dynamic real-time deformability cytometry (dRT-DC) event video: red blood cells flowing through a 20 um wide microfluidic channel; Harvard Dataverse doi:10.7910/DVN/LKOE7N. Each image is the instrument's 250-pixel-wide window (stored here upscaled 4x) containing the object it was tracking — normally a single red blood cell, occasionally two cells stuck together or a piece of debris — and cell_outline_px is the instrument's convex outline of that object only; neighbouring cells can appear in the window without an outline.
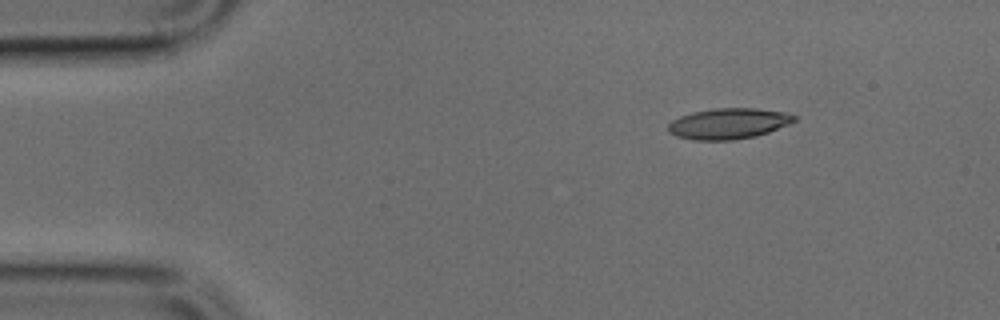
{"species": "common noctule bat (a hibernating species)", "species_latin": "Nyctalus noctula", "temperature_condition": "cold", "stored_images_in_passage": 43, "camera_frame_rate_fps": 3000, "um_per_image_px": 0.085, "animal": {"sex": "male", "body_mass_g": 17.9, "forearm_length_mm": 54.2}, "frame": {"image": 1, "passage_image": 1, "time_ms": 0.0, "image_size_px": [1000, 320], "cell_outline_px": [[796, 120], [788, 124], [768, 132], [756, 136], [732, 140], [696, 140], [676, 136], [668, 132], [668, 124], [672, 120], [680, 116], [692, 112], [716, 108], [756, 108], [788, 112], [796, 116]], "centroid_in_image_um": [61.92, 10.5], "position_along_channel_um": 23.1, "area_um2": 22.66}}
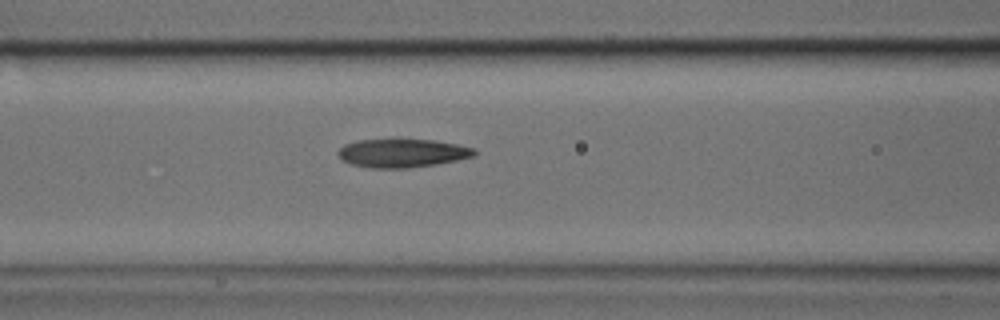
{"frame": {"image": 2, "passage_image": 14, "time_ms": 4.333, "image_size_px": [1000, 320], "cell_outline_px": [[476, 156], [436, 164], [408, 168], [368, 168], [352, 164], [344, 160], [336, 152], [344, 144], [356, 140], [400, 136], [436, 140], [476, 148]], "centroid_in_image_um": [34.19, 12.96], "position_along_channel_um": 132.4, "area_um2": 23.7}}
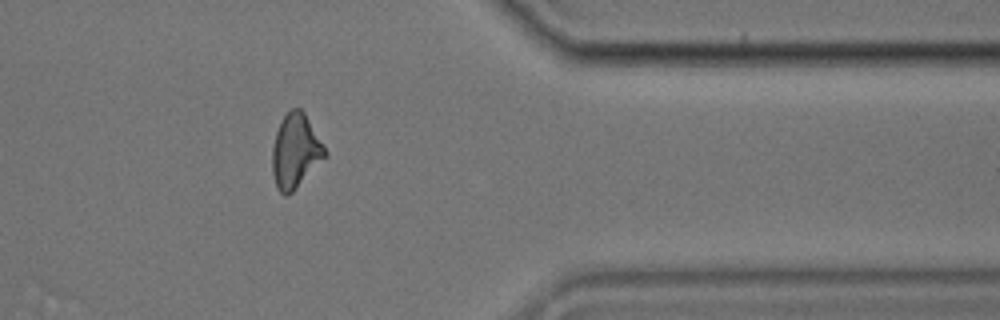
{"frame": {"image": 3, "passage_image": 34, "time_ms": 11.0, "image_size_px": [1000, 320], "cell_outline_px": [[328, 156], [288, 196], [284, 196], [276, 188], [272, 172], [272, 148], [276, 132], [284, 116], [292, 108], [300, 108], [304, 112], [328, 152]], "centroid_in_image_um": [25.12, 12.88], "position_along_channel_um": 386.3, "area_um2": 22.83}}